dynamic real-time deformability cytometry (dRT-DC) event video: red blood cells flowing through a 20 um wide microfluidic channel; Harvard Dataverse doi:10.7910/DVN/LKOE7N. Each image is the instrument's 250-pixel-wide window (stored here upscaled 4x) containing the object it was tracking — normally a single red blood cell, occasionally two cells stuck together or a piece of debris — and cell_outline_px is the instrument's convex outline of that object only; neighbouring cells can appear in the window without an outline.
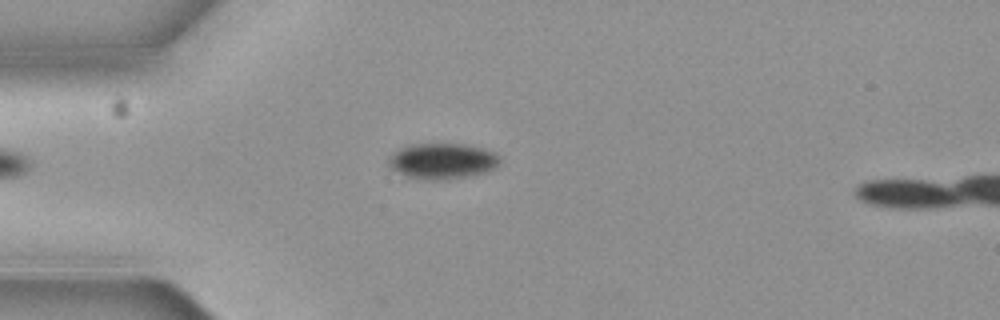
{"species": "common noctule bat (a hibernating species)", "species_latin": "Nyctalus noctula", "temperature_condition": "cold", "stored_images_in_passage": 3, "camera_frame_rate_fps": 3000, "um_per_image_px": 0.085, "animal": {"sex": "female", "body_mass_g": 19.3, "forearm_length_mm": 54.1}, "frame": {"image": 1, "passage_image": 3, "time_ms": 0.667, "image_size_px": [1000, 320], "cell_outline_px": [[500, 164], [496, 168], [488, 172], [468, 176], [444, 180], [424, 180], [408, 176], [392, 168], [388, 164], [388, 160], [400, 148], [412, 144], [464, 144], [496, 152], [500, 156]], "centroid_in_image_um": [37.68, 13.7], "position_along_channel_um": 47.3, "area_um2": 23.12}}